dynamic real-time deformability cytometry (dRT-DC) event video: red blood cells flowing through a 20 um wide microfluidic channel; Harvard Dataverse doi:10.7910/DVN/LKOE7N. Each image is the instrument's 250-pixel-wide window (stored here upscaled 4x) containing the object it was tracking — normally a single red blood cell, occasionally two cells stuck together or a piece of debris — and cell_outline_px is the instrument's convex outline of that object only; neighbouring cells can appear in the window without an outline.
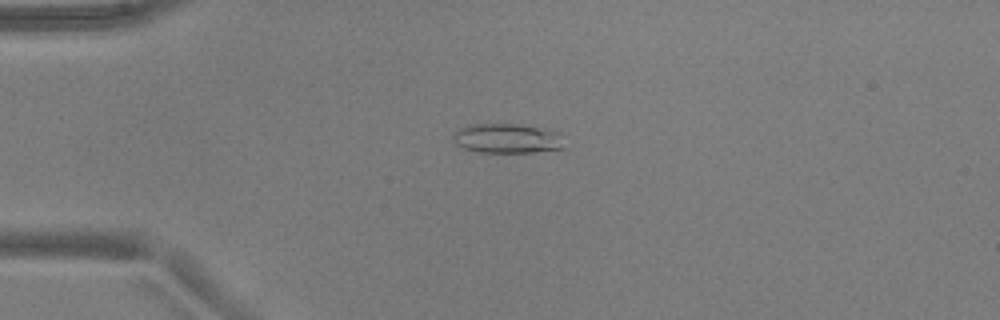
{"species": "common noctule bat (a hibernating species)", "species_latin": "Nyctalus noctula", "temperature_condition": "warm", "stored_images_in_passage": 41, "camera_frame_rate_fps": 3000, "um_per_image_px": 0.085, "animal": {"sex": "male", "body_mass_g": 17.9, "forearm_length_mm": 54.2}, "frame": {"image": 1, "passage_image": 2, "time_ms": 0.333, "image_size_px": [1000, 320], "cell_outline_px": [[564, 148], [532, 152], [480, 152], [464, 148], [456, 144], [452, 136], [460, 128], [468, 124], [520, 124], [548, 128], [560, 132]], "centroid_in_image_um": [43.14, 11.75], "position_along_channel_um": 41.9, "area_um2": 19.31}}
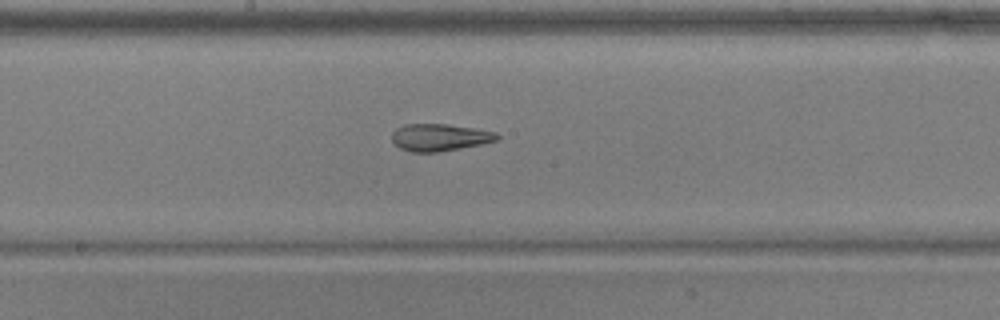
{"frame": {"image": 2, "passage_image": 17, "time_ms": 5.333, "image_size_px": [1000, 320], "cell_outline_px": [[500, 140], [440, 152], [412, 152], [400, 148], [392, 140], [392, 132], [396, 128], [404, 124], [448, 124], [496, 132], [500, 136]], "centroid_in_image_um": [37.37, 11.67], "position_along_channel_um": 210.8, "area_um2": 16.65}}
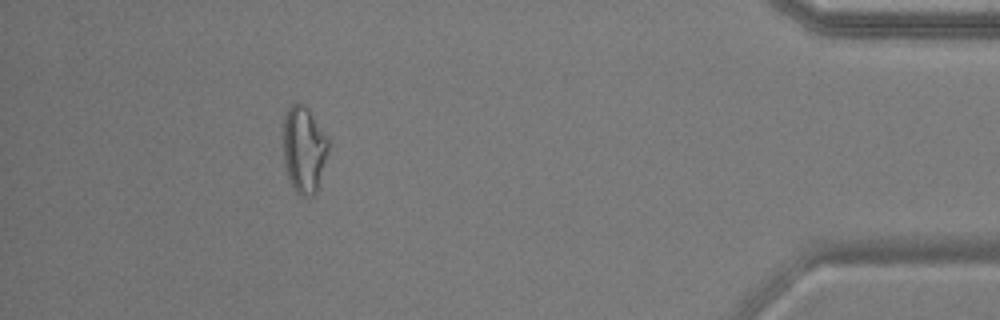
{"frame": {"image": 3, "passage_image": 36, "time_ms": 11.667, "image_size_px": [1000, 320], "cell_outline_px": [[328, 152], [316, 192], [308, 200], [300, 196], [296, 192], [288, 180], [284, 164], [284, 116], [288, 108], [296, 100], [304, 104], [308, 108], [328, 136]], "centroid_in_image_um": [25.83, 12.71], "position_along_channel_um": 409.4, "area_um2": 23.18}, "authors_computed_cell_mechanics": {"area_um2": 18.5538, "velocity_mm_per_s": 3.9299, "shape_relaxation_time_tau1_ms": null, "shape_relaxation_time_tau2_ms": 2.7614, "deformation_change_tau1": null, "deformation_change_tau2": 0.1315}}